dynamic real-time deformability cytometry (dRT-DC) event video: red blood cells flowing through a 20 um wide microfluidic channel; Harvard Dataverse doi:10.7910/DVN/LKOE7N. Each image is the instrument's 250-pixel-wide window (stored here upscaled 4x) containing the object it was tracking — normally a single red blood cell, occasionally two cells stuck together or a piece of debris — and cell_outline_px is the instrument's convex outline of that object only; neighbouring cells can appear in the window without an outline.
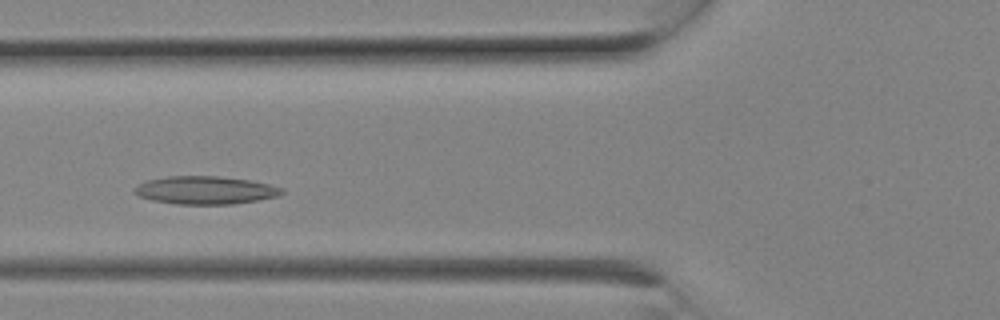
{"species": "Egyptian fruit bat (a non-hibernating species)", "species_latin": "Rousettus aegyptiacus", "temperature_condition": "room temperature", "stored_images_in_passage": 10, "camera_frame_rate_fps": 3000, "um_per_image_px": 0.085, "animal": {"sex": "female"}, "frame": {"image": 1, "passage_image": 9, "time_ms": 2.667, "image_size_px": [1000, 320], "cell_outline_px": [[284, 192], [276, 196], [260, 200], [232, 204], [176, 204], [152, 200], [140, 196], [132, 192], [132, 188], [148, 180], [168, 176], [216, 176], [248, 180], [268, 184], [284, 188]], "centroid_in_image_um": [17.44, 16.17], "position_along_channel_um": 108.4, "area_um2": 23.93}}
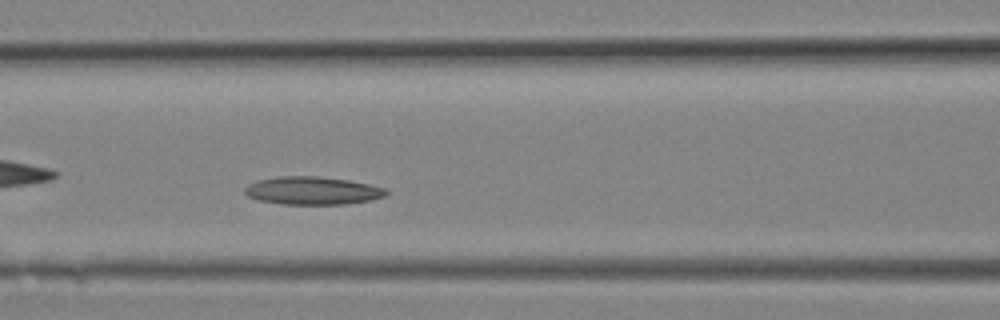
{"frame": {"image": 2, "passage_image": 10, "time_ms": 3.0, "image_size_px": [1000, 320], "cell_outline_px": [[388, 192], [384, 196], [368, 200], [344, 204], [284, 204], [256, 200], [248, 196], [244, 192], [244, 188], [248, 184], [256, 180], [276, 176], [316, 176], [348, 180], [388, 188]], "centroid_in_image_um": [26.51, 16.2], "position_along_channel_um": 140.1, "area_um2": 23.06}}